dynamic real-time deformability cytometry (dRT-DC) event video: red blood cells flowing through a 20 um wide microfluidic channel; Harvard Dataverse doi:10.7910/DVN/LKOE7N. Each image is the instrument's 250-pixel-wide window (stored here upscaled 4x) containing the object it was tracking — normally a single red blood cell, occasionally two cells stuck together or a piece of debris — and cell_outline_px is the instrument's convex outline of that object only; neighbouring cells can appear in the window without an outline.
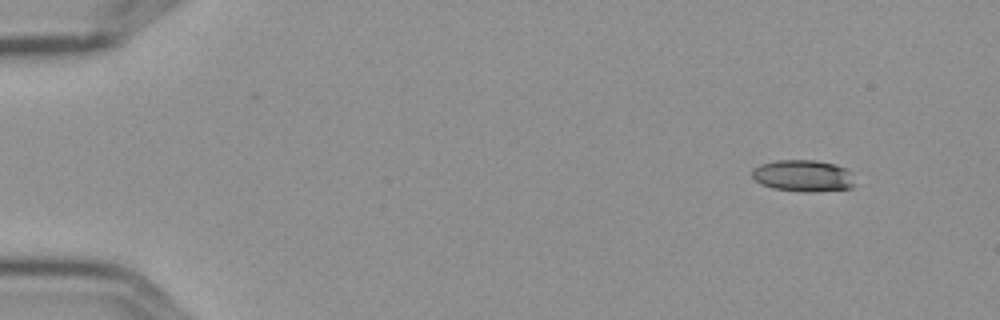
{"species": "Egyptian fruit bat (a non-hibernating species)", "species_latin": "Rousettus aegyptiacus", "temperature_condition": "cold", "stored_images_in_passage": 10, "camera_frame_rate_fps": 3000, "um_per_image_px": 0.085, "frame": {"image": 1, "passage_image": 1, "time_ms": 0.0, "image_size_px": [1000, 320], "cell_outline_px": [[852, 188], [812, 192], [772, 188], [760, 184], [752, 176], [752, 168], [760, 164], [776, 160], [816, 160], [832, 164], [844, 168], [848, 172], [852, 184]], "centroid_in_image_um": [68.18, 14.93], "position_along_channel_um": 16.8, "area_um2": 18.61}}
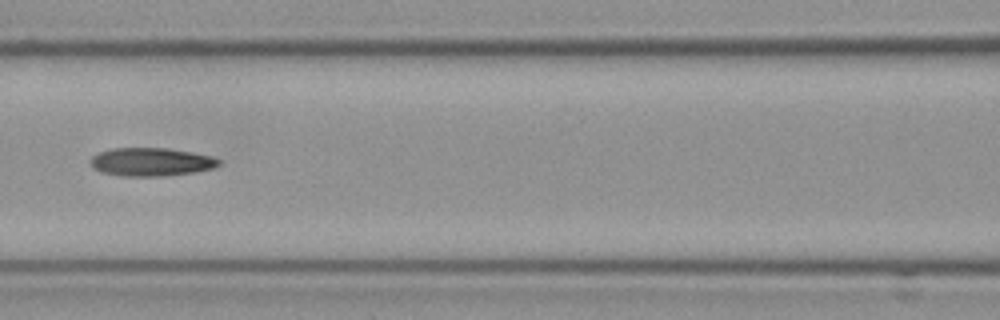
{"frame": {"image": 2, "passage_image": 6, "time_ms": 1.667, "image_size_px": [1000, 320], "cell_outline_px": [[220, 164], [212, 168], [196, 172], [164, 176], [124, 176], [100, 172], [92, 164], [92, 156], [100, 152], [112, 148], [168, 148], [192, 152], [212, 156], [220, 160]], "centroid_in_image_um": [12.88, 13.76], "position_along_channel_um": 153.7, "area_um2": 21.04}}
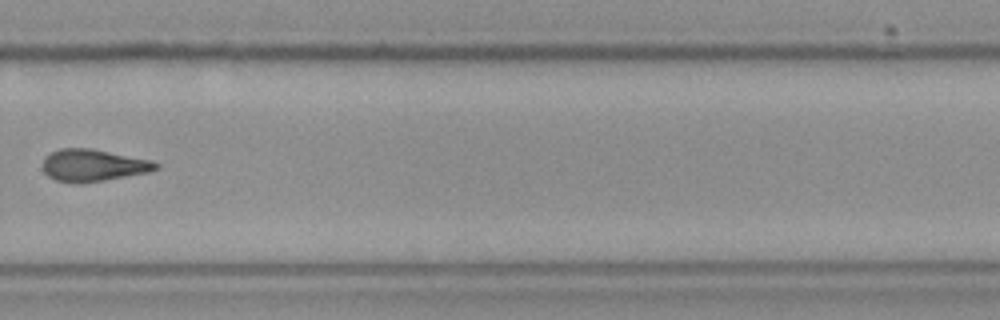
{"frame": {"image": 3, "passage_image": 10, "time_ms": 3.0, "image_size_px": [1000, 320], "cell_outline_px": [[160, 168], [152, 172], [104, 180], [76, 184], [56, 180], [48, 176], [44, 172], [44, 156], [60, 148], [92, 148], [152, 160], [160, 164]], "centroid_in_image_um": [7.97, 14.05], "position_along_channel_um": 321.8, "area_um2": 21.39}}